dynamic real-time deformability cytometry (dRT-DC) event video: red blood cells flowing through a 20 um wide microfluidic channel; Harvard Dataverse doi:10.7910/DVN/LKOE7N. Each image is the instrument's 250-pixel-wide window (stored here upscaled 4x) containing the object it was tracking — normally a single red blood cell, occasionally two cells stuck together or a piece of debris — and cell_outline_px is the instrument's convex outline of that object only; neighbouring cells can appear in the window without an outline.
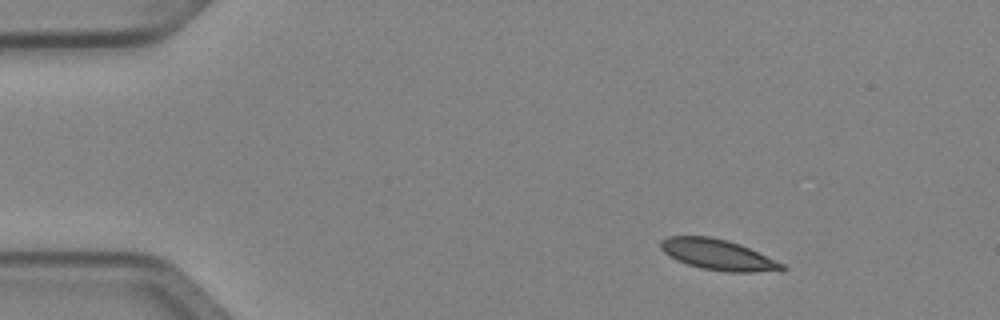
{"species": "Egyptian fruit bat (a non-hibernating species)", "species_latin": "Rousettus aegyptiacus", "temperature_condition": "cold", "stored_images_in_passage": 3, "camera_frame_rate_fps": 3000, "um_per_image_px": 0.085, "animal": {"sex": "female"}, "frame": {"image": 1, "passage_image": 1, "time_ms": 0.0, "image_size_px": [1000, 320], "cell_outline_px": [[788, 268], [784, 272], [728, 272], [700, 268], [676, 260], [664, 252], [660, 248], [660, 240], [668, 236], [712, 236], [728, 240], [740, 244], [784, 264]], "centroid_in_image_um": [61.07, 21.66], "position_along_channel_um": 23.9, "area_um2": 21.96}}
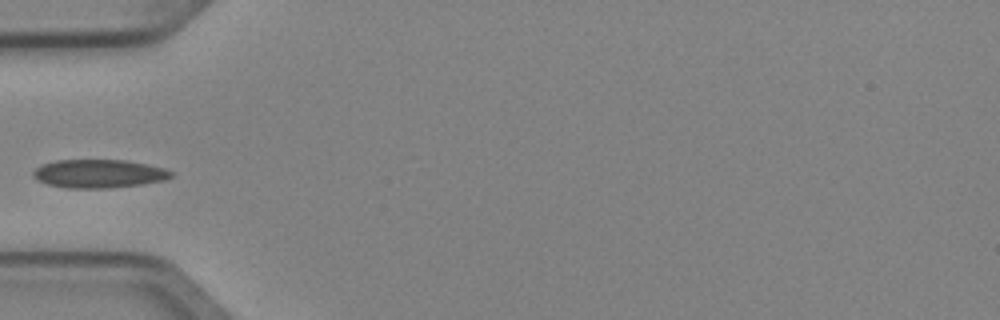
{"frame": {"image": 2, "passage_image": 3, "time_ms": 0.667, "image_size_px": [1000, 320], "cell_outline_px": [[172, 176], [164, 180], [144, 184], [108, 188], [64, 188], [48, 184], [36, 180], [32, 176], [32, 172], [40, 164], [56, 160], [124, 160], [148, 164], [164, 168], [172, 172]], "centroid_in_image_um": [8.36, 14.76], "position_along_channel_um": 76.6, "area_um2": 23.0}}